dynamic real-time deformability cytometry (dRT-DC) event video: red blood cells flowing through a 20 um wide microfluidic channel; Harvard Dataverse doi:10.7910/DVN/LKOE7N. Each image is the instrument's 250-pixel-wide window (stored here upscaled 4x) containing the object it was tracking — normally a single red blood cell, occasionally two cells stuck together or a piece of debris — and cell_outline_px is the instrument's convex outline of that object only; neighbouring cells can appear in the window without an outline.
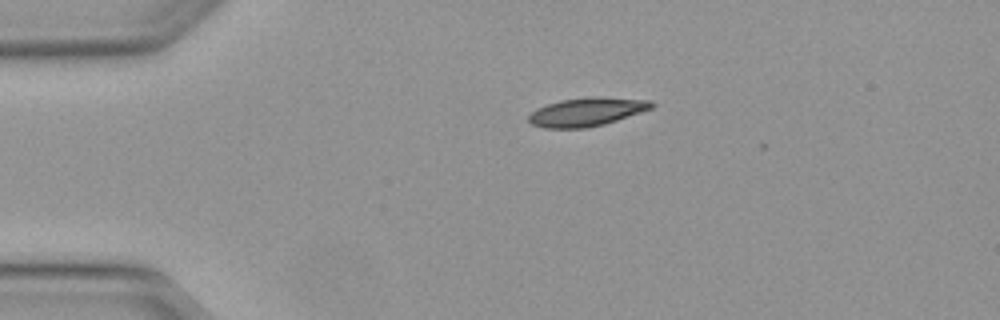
{"species": "Egyptian fruit bat (a non-hibernating species)", "species_latin": "Rousettus aegyptiacus", "temperature_condition": "warm", "stored_images_in_passage": 5, "camera_frame_rate_fps": 3000, "um_per_image_px": 0.085, "animal": {"sex": "female"}, "frame": {"image": 1, "passage_image": 2, "time_ms": 0.333, "image_size_px": [1000, 320], "cell_outline_px": [[656, 104], [652, 108], [604, 124], [588, 128], [544, 128], [532, 124], [528, 120], [528, 116], [536, 108], [560, 100], [592, 96], [600, 96], [652, 100]], "centroid_in_image_um": [49.88, 9.5], "position_along_channel_um": 35.1, "area_um2": 20.52}}